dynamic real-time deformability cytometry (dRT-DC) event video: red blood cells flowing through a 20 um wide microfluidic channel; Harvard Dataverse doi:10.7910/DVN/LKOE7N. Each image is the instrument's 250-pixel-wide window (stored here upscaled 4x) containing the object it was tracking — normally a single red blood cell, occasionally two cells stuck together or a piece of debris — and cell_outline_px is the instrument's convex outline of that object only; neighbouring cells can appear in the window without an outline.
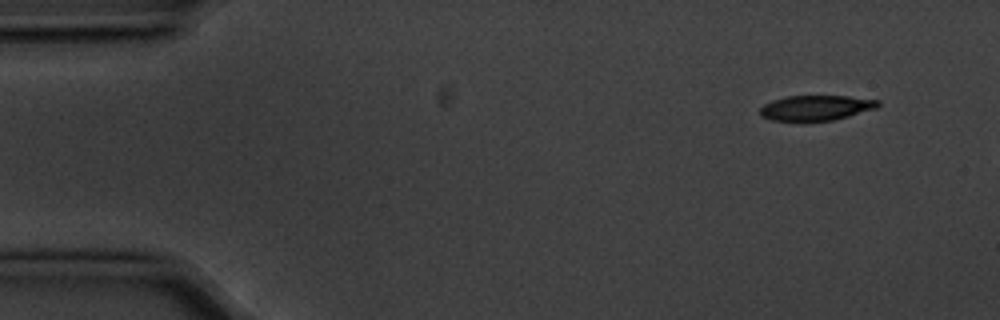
{"species": "common noctule bat (a hibernating species)", "species_latin": "Nyctalus noctula", "temperature_condition": "cold", "stored_images_in_passage": 4, "camera_frame_rate_fps": 3000, "um_per_image_px": 0.085, "animal": {"sex": "male", "body_mass_g": 20.1, "forearm_length_mm": 53.5}, "frame": {"image": 1, "passage_image": 1, "time_ms": 0.0, "image_size_px": [1000, 320], "cell_outline_px": [[880, 104], [876, 108], [848, 116], [832, 120], [804, 124], [772, 120], [760, 116], [760, 108], [764, 104], [772, 100], [788, 96], [848, 96], [880, 100]], "centroid_in_image_um": [69.3, 9.21], "position_along_channel_um": 15.7, "area_um2": 17.92}}